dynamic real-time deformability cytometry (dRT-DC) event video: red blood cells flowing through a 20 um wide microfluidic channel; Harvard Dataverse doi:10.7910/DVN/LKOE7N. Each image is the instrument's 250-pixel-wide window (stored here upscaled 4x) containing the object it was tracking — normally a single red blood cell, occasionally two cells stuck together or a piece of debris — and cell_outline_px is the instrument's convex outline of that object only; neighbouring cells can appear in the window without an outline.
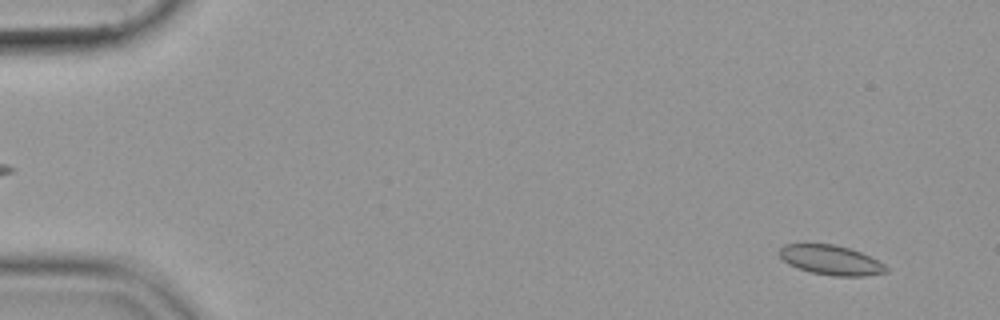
{"species": "common noctule bat (a hibernating species)", "species_latin": "Nyctalus noctula", "temperature_condition": "cold", "stored_images_in_passage": 55, "camera_frame_rate_fps": 3000, "um_per_image_px": 0.085, "animal": {"sex": "female", "body_mass_g": 19.9}, "frame": {"image": 1, "passage_image": 4, "time_ms": 1.0, "image_size_px": [1000, 320], "cell_outline_px": [[888, 272], [864, 276], [832, 276], [812, 272], [788, 264], [780, 256], [780, 248], [784, 244], [832, 244], [848, 248], [860, 252], [884, 264], [888, 268]], "centroid_in_image_um": [70.64, 22.11], "position_along_channel_um": 14.4, "area_um2": 18.15}}
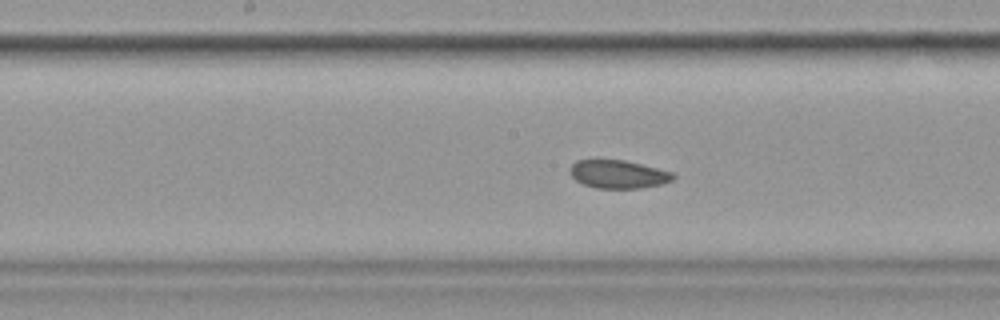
{"frame": {"image": 2, "passage_image": 29, "time_ms": 9.333, "image_size_px": [1000, 320], "cell_outline_px": [[676, 176], [672, 180], [660, 184], [640, 188], [596, 188], [584, 184], [576, 180], [568, 172], [568, 168], [576, 160], [596, 156], [624, 160], [672, 172]], "centroid_in_image_um": [52.44, 14.75], "position_along_channel_um": 195.8, "area_um2": 17.51}}
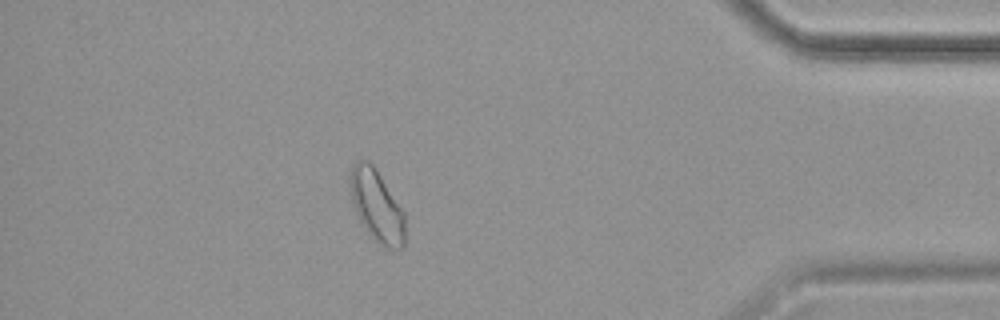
{"frame": {"image": 3, "passage_image": 49, "time_ms": 16.0, "image_size_px": [1000, 320], "cell_outline_px": [[404, 244], [400, 248], [388, 248], [376, 240], [368, 232], [360, 220], [352, 204], [348, 184], [348, 176], [352, 164], [356, 160], [368, 160], [376, 168], [404, 212]], "centroid_in_image_um": [31.97, 17.41], "position_along_channel_um": 403.2, "area_um2": 22.95}}